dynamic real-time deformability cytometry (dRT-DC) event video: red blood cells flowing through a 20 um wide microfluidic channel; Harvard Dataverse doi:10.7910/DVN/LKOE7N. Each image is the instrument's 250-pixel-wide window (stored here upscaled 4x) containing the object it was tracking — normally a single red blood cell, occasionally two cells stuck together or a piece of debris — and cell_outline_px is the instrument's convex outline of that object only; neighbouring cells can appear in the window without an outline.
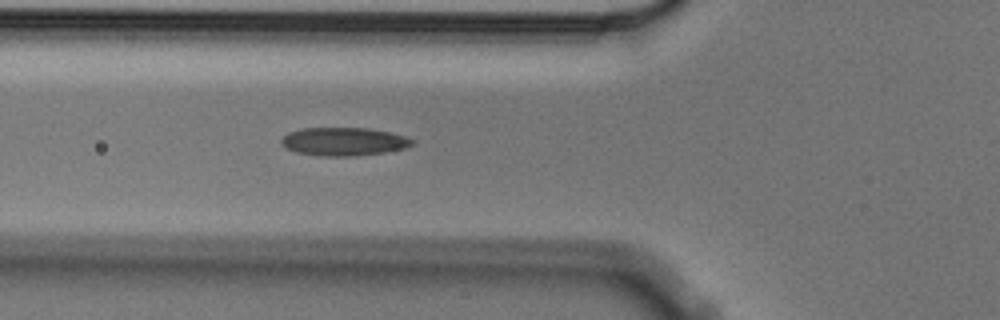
{"species": "Egyptian fruit bat (a non-hibernating species)", "species_latin": "Rousettus aegyptiacus", "temperature_condition": "cold", "stored_images_in_passage": 4, "camera_frame_rate_fps": 3000, "um_per_image_px": 0.085, "animal": {"sex": "male"}, "frame": {"image": 1, "passage_image": 4, "time_ms": 1.0, "image_size_px": [1000, 320], "cell_outline_px": [[416, 144], [404, 148], [384, 152], [352, 156], [320, 156], [296, 152], [280, 144], [280, 140], [288, 132], [300, 128], [372, 128], [404, 136], [416, 140]], "centroid_in_image_um": [29.22, 12.02], "position_along_channel_um": 96.6, "area_um2": 21.62}}